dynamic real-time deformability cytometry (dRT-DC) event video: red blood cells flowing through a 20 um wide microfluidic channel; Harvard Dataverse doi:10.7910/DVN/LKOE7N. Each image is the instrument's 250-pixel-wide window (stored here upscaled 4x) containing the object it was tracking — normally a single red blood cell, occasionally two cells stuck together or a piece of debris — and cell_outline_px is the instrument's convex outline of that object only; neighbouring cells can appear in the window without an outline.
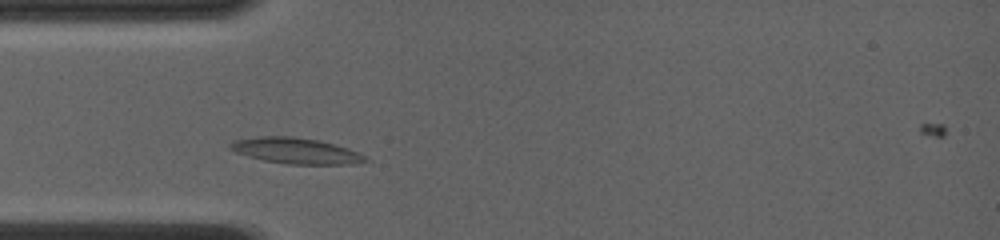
{"species": "common noctule bat (a hibernating species)", "species_latin": "Nyctalus noctula", "temperature_condition": "room temperature", "stored_images_in_passage": 44, "camera_frame_rate_fps": 4000, "um_per_image_px": 0.085, "animal": {"sex": "female", "body_mass_g": 19.0, "forearm_length_mm": 56.7}, "frame": {"image": 1, "passage_image": 7, "time_ms": 1.5, "image_size_px": [1000, 240], "cell_outline_px": [[372, 160], [352, 164], [288, 164], [264, 160], [248, 156], [236, 152], [228, 148], [228, 144], [236, 140], [260, 136], [292, 136], [320, 140], [348, 148], [368, 156]], "centroid_in_image_um": [25.2, 12.81], "position_along_channel_um": 59.8, "area_um2": 20.46}}
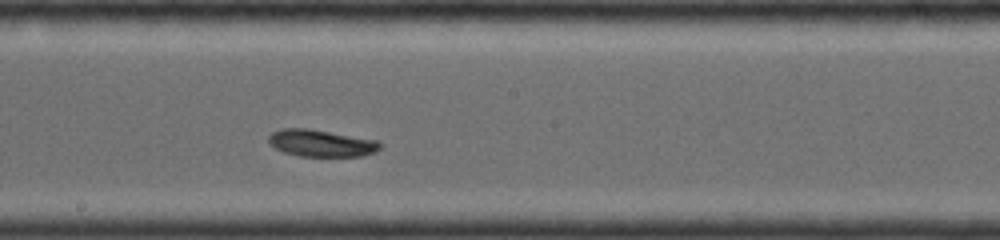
{"frame": {"image": 2, "passage_image": 23, "time_ms": 5.5, "image_size_px": [1000, 240], "cell_outline_px": [[380, 148], [376, 152], [364, 156], [300, 156], [284, 152], [276, 148], [268, 140], [268, 136], [272, 132], [280, 128], [308, 128], [376, 140], [380, 144]], "centroid_in_image_um": [27.29, 12.17], "position_along_channel_um": 220.9, "area_um2": 17.4}}
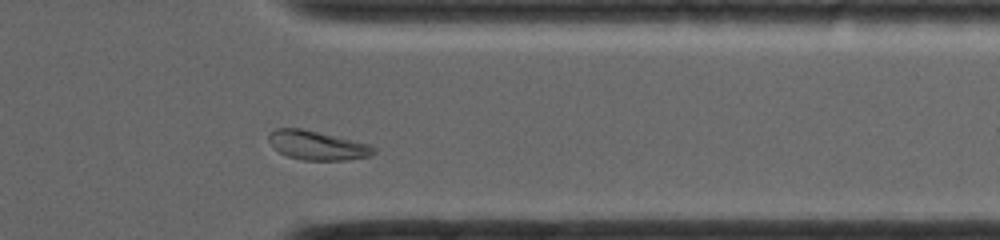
{"frame": {"image": 3, "passage_image": 39, "time_ms": 9.5, "image_size_px": [1000, 240], "cell_outline_px": [[376, 152], [372, 156], [344, 160], [300, 160], [288, 156], [280, 152], [268, 140], [268, 136], [276, 128], [300, 128], [352, 140], [368, 144], [376, 148]], "centroid_in_image_um": [26.99, 12.37], "position_along_channel_um": 384.4, "area_um2": 17.51}, "authors_computed_cell_mechanics": {"area_um2": 17.6001, "velocity_mm_per_s": 4.0608, "shape_relaxation_time_tau1_ms": 3.6357, "shape_relaxation_time_tau2_ms": 9.7991, "deformation_change_tau1": 0.0821, "deformation_change_tau2": 0.1373}}